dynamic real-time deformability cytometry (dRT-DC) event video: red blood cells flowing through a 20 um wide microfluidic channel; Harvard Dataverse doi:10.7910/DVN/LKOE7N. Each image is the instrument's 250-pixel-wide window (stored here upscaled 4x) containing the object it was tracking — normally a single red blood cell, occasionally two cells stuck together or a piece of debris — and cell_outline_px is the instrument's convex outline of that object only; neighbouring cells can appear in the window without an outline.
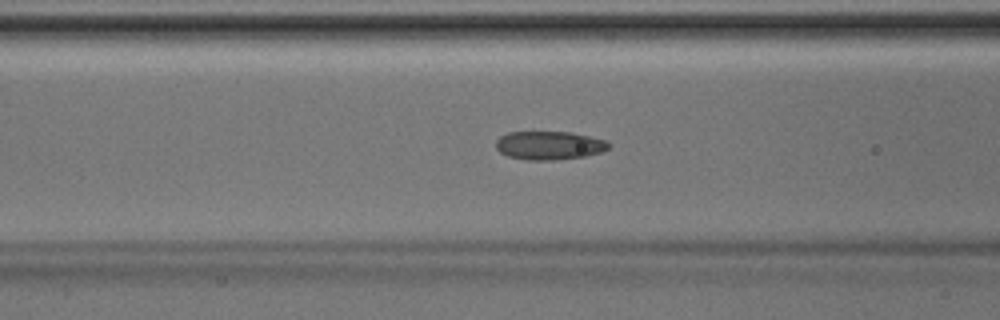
{"species": "Egyptian fruit bat (a non-hibernating species)", "species_latin": "Rousettus aegyptiacus", "temperature_condition": "room temperature", "stored_images_in_passage": 47, "camera_frame_rate_fps": 3000, "um_per_image_px": 0.085, "animal": {"sex": "male"}, "frame": {"image": 1, "passage_image": 18, "time_ms": 5.667, "image_size_px": [1000, 320], "cell_outline_px": [[612, 144], [604, 152], [584, 156], [556, 160], [528, 160], [508, 156], [500, 152], [496, 148], [496, 140], [500, 136], [508, 132], [572, 132], [608, 140]], "centroid_in_image_um": [46.73, 12.36], "position_along_channel_um": 119.9, "area_um2": 18.96}}
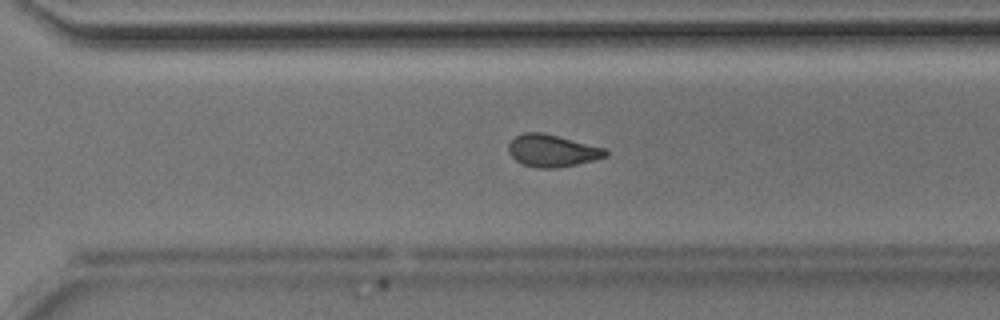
{"frame": {"image": 2, "passage_image": 32, "time_ms": 10.333, "image_size_px": [1000, 320], "cell_outline_px": [[608, 156], [576, 164], [556, 168], [536, 168], [520, 164], [508, 152], [508, 144], [516, 136], [524, 132], [540, 132], [604, 148], [608, 152]], "centroid_in_image_um": [46.89, 12.82], "position_along_channel_um": 323.7, "area_um2": 17.98}}
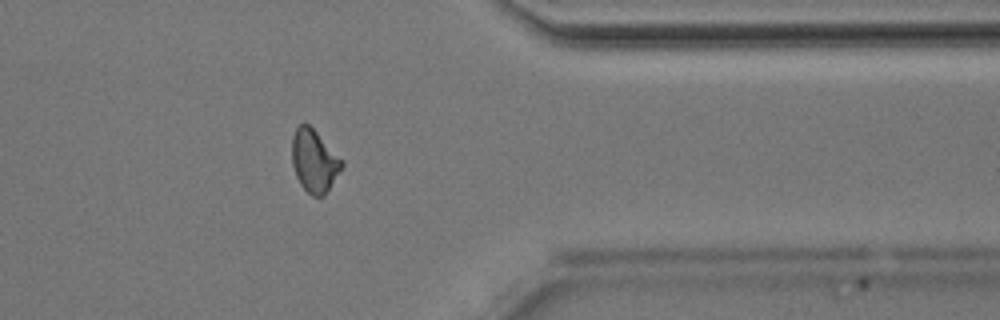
{"frame": {"image": 3, "passage_image": 37, "time_ms": 12.0, "image_size_px": [1000, 320], "cell_outline_px": [[344, 164], [324, 196], [312, 196], [300, 184], [296, 176], [292, 164], [292, 136], [296, 128], [300, 124], [308, 124], [344, 160]], "centroid_in_image_um": [26.71, 13.68], "position_along_channel_um": 384.7, "area_um2": 18.03}}